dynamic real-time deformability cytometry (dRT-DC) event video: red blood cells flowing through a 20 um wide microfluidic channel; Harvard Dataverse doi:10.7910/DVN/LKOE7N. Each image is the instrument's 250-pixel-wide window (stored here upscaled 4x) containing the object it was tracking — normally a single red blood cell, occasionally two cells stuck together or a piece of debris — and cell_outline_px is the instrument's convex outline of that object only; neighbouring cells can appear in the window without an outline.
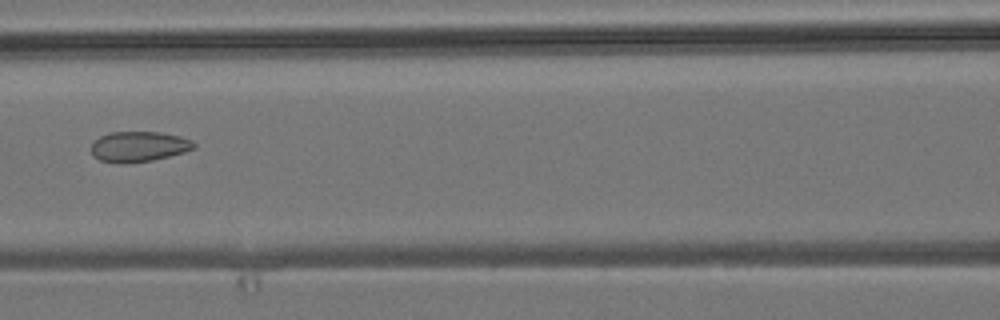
{"species": "common noctule bat (a hibernating species)", "species_latin": "Nyctalus noctula", "temperature_condition": "room temperature", "stored_images_in_passage": 7, "camera_frame_rate_fps": 3000, "um_per_image_px": 0.085, "animal": {"sex": "male", "body_mass_g": 19.2, "forearm_length_mm": 51.8}, "frame": {"image": 1, "passage_image": 7, "time_ms": 6.667, "image_size_px": [1000, 320], "cell_outline_px": [[196, 148], [184, 152], [152, 160], [128, 164], [124, 164], [100, 160], [92, 156], [92, 144], [100, 136], [108, 132], [160, 132], [180, 136], [192, 140], [196, 144]], "centroid_in_image_um": [11.8, 12.46], "position_along_channel_um": 154.8, "area_um2": 18.26}}